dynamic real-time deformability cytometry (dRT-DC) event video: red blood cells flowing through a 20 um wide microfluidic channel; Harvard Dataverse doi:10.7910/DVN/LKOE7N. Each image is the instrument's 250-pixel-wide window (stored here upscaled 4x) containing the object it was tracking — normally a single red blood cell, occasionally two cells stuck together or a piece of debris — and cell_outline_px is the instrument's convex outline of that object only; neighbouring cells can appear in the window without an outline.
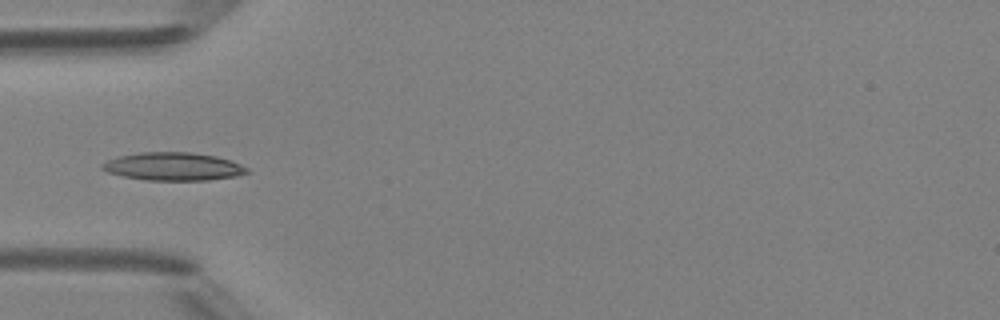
{"species": "Egyptian fruit bat (a non-hibernating species)", "species_latin": "Rousettus aegyptiacus", "temperature_condition": "room temperature", "stored_images_in_passage": 3, "camera_frame_rate_fps": 3000, "um_per_image_px": 0.085, "animal": {"sex": "female"}, "frame": {"image": 1, "passage_image": 2, "time_ms": 1.333, "image_size_px": [1000, 320], "cell_outline_px": [[248, 172], [236, 176], [208, 180], [144, 180], [124, 176], [108, 172], [100, 168], [100, 164], [108, 160], [120, 156], [140, 152], [192, 152], [216, 156], [240, 164], [248, 168]], "centroid_in_image_um": [14.71, 14.15], "position_along_channel_um": 70.3, "area_um2": 23.52}}
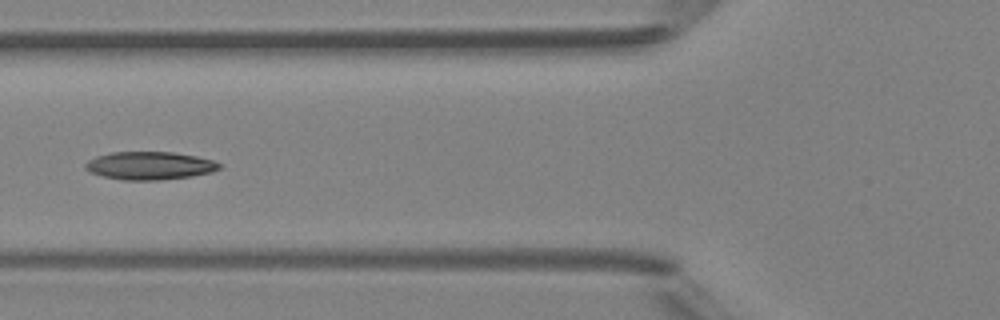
{"frame": {"image": 2, "passage_image": 3, "time_ms": 2.333, "image_size_px": [1000, 320], "cell_outline_px": [[220, 168], [212, 172], [192, 176], [160, 180], [124, 180], [104, 176], [88, 172], [84, 168], [84, 164], [88, 160], [96, 156], [112, 152], [172, 152], [196, 156], [212, 160], [220, 164]], "centroid_in_image_um": [12.69, 14.08], "position_along_channel_um": 113.1, "area_um2": 21.85}}